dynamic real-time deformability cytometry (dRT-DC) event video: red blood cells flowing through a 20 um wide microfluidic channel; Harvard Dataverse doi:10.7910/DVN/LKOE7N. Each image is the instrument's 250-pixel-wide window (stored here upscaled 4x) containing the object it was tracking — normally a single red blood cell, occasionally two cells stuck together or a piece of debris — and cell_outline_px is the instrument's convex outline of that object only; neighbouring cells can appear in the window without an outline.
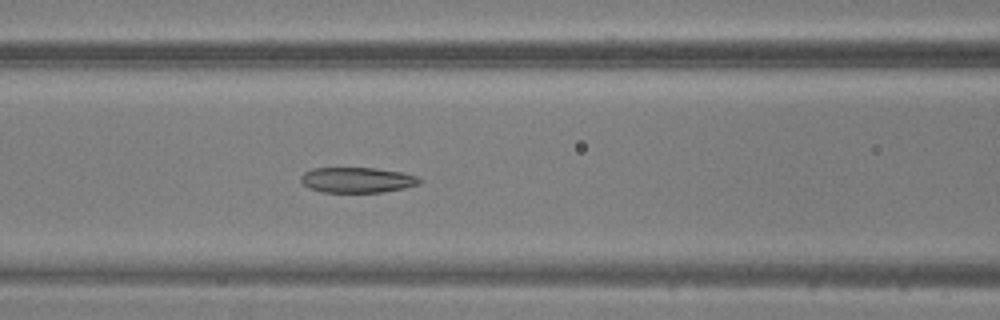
{"species": "common noctule bat (a hibernating species)", "species_latin": "Nyctalus noctula", "temperature_condition": "warm", "stored_images_in_passage": 49, "camera_frame_rate_fps": 3000, "um_per_image_px": 0.085, "animal": {"sex": "male", "body_mass_g": 20.5, "forearm_length_mm": 52.5}, "frame": {"image": 1, "passage_image": 21, "time_ms": 6.667, "image_size_px": [1000, 320], "cell_outline_px": [[424, 180], [420, 184], [404, 188], [380, 192], [320, 192], [308, 188], [300, 180], [300, 176], [304, 172], [312, 168], [376, 168], [400, 172], [416, 176]], "centroid_in_image_um": [30.34, 15.3], "position_along_channel_um": 136.3, "area_um2": 17.63}}
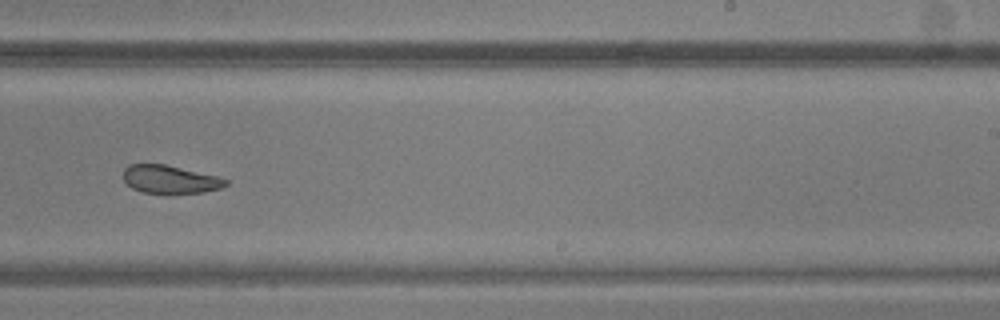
{"frame": {"image": 2, "passage_image": 31, "time_ms": 10.0, "image_size_px": [1000, 320], "cell_outline_px": [[228, 184], [220, 188], [204, 192], [168, 196], [140, 192], [132, 188], [124, 180], [124, 168], [128, 164], [164, 164], [216, 176], [228, 180]], "centroid_in_image_um": [14.43, 15.29], "position_along_channel_um": 274.6, "area_um2": 17.28}}
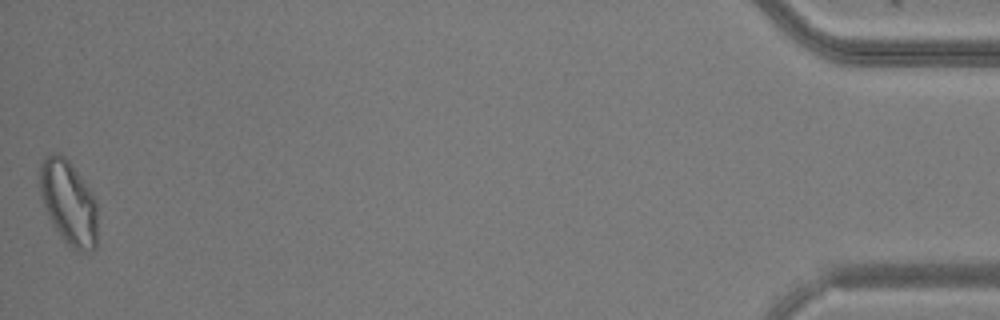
{"frame": {"image": 3, "passage_image": 49, "time_ms": 16.0, "image_size_px": [1000, 320], "cell_outline_px": [[96, 248], [92, 252], [80, 252], [72, 248], [64, 240], [52, 224], [40, 196], [40, 164], [52, 152], [60, 152], [72, 164], [96, 200]], "centroid_in_image_um": [5.83, 17.23], "position_along_channel_um": 429.4, "area_um2": 28.21}}